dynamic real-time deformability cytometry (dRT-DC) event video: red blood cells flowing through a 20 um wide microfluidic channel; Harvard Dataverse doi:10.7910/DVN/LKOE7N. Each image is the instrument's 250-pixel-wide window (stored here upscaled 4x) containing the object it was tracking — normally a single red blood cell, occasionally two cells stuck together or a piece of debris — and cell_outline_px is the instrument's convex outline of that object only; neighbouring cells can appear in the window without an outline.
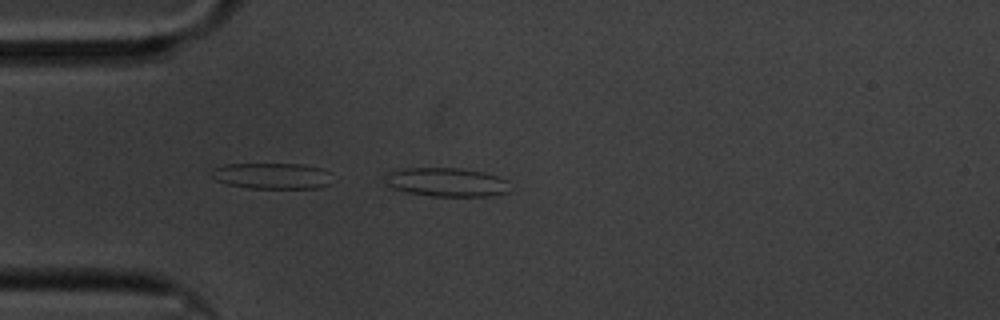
{"species": "common noctule bat (a hibernating species)", "species_latin": "Nyctalus noctula", "temperature_condition": "cold", "stored_images_in_passage": 45, "camera_frame_rate_fps": 3000, "um_per_image_px": 0.085, "animal": {"sex": "male", "body_mass_g": 20.1, "forearm_length_mm": 53.5}, "frame": {"image": 1, "passage_image": 1, "time_ms": 0.0, "image_size_px": [1000, 320], "cell_outline_px": [[508, 192], [492, 196], [432, 196], [408, 192], [392, 188], [388, 184], [388, 172], [404, 168], [460, 168], [484, 172], [508, 180]], "centroid_in_image_um": [38.01, 15.48], "position_along_channel_um": 47.0, "area_um2": 20.75}}
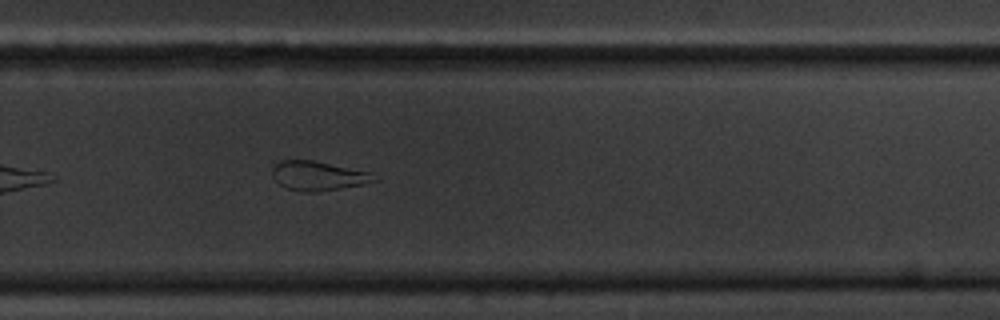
{"frame": {"image": 2, "passage_image": 25, "time_ms": 8.0, "image_size_px": [1000, 320], "cell_outline_px": [[380, 180], [340, 188], [316, 192], [304, 192], [288, 188], [280, 184], [272, 176], [272, 168], [280, 160], [312, 160], [372, 172]], "centroid_in_image_um": [27.05, 14.93], "position_along_channel_um": 302.7, "area_um2": 17.28}}
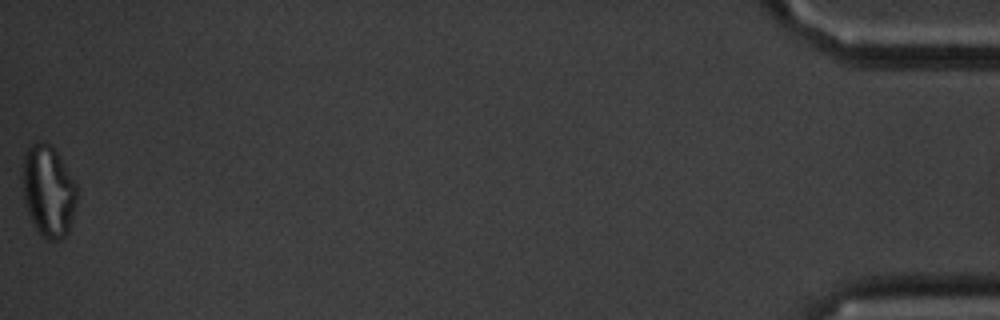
{"frame": {"image": 3, "passage_image": 45, "time_ms": 14.667, "image_size_px": [1000, 320], "cell_outline_px": [[76, 200], [72, 220], [68, 232], [60, 240], [48, 240], [40, 236], [28, 212], [24, 200], [24, 156], [28, 148], [32, 144], [48, 144], [56, 152], [76, 184]], "centroid_in_image_um": [4.13, 16.31], "position_along_channel_um": 431.1, "area_um2": 28.09}, "authors_computed_cell_mechanics": {"area_um2": 18.6694, "velocity_mm_per_s": 3.3725, "shape_relaxation_time_tau1_ms": null, "shape_relaxation_time_tau2_ms": 2.7791, "deformation_change_tau1": null, "deformation_change_tau2": 0.1242}}